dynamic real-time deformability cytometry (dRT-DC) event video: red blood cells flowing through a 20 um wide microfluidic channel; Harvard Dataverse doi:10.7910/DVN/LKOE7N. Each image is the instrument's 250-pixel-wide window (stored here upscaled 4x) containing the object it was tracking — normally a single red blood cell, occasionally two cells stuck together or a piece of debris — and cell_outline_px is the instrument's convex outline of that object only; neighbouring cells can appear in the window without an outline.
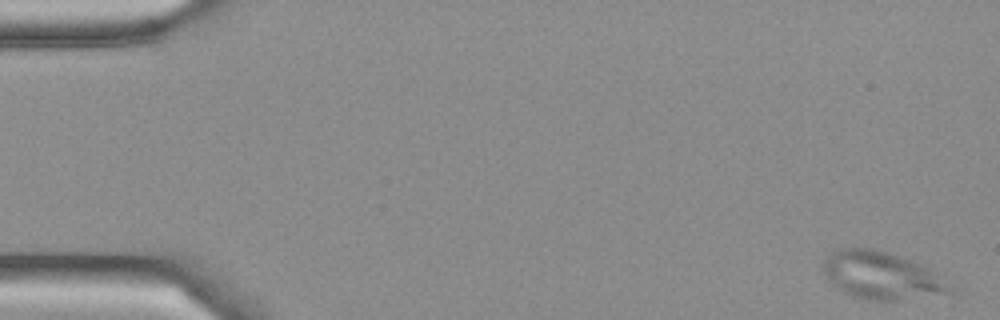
{"species": "Egyptian fruit bat (a non-hibernating species)", "species_latin": "Rousettus aegyptiacus", "temperature_condition": "cold", "stored_images_in_passage": 4, "camera_frame_rate_fps": 3000, "um_per_image_px": 0.085, "frame": {"image": 1, "passage_image": 1, "time_ms": 0.0, "image_size_px": [1000, 320], "cell_outline_px": [[960, 292], [896, 300], [868, 300], [844, 292], [836, 288], [824, 276], [824, 260], [832, 252], [840, 248], [872, 248], [908, 260], [928, 268], [960, 284]], "centroid_in_image_um": [75.08, 23.45], "position_along_channel_um": 9.9, "area_um2": 35.49}}